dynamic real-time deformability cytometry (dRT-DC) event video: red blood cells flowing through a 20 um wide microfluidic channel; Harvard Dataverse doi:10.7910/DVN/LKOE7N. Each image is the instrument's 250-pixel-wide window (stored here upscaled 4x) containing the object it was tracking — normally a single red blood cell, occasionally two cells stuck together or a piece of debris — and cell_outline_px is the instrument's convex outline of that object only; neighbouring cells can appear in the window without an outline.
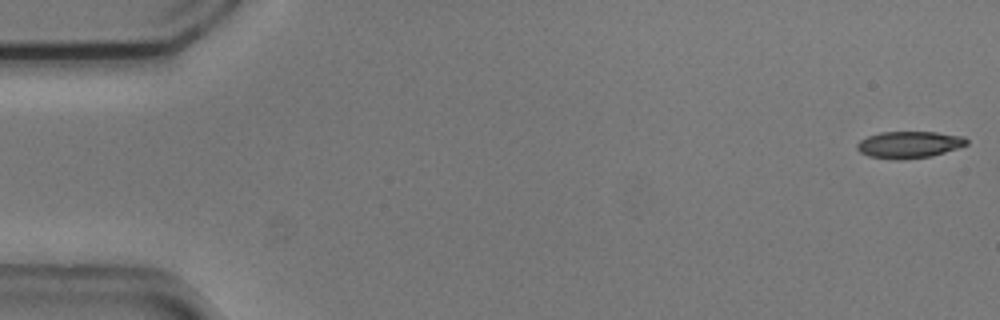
{"species": "common noctule bat (a hibernating species)", "species_latin": "Nyctalus noctula", "temperature_condition": "cold", "stored_images_in_passage": 54, "camera_frame_rate_fps": 3000, "um_per_image_px": 0.085, "animal": {"sex": "male", "body_mass_g": 20.5, "forearm_length_mm": 52.5}, "frame": {"image": 1, "passage_image": 1, "time_ms": 0.0, "image_size_px": [1000, 320], "cell_outline_px": [[968, 144], [960, 148], [932, 156], [900, 160], [896, 160], [868, 156], [860, 152], [856, 148], [856, 144], [860, 140], [868, 136], [880, 132], [936, 132], [964, 136], [968, 140]], "centroid_in_image_um": [77.29, 12.3], "position_along_channel_um": 7.7, "area_um2": 17.34}}
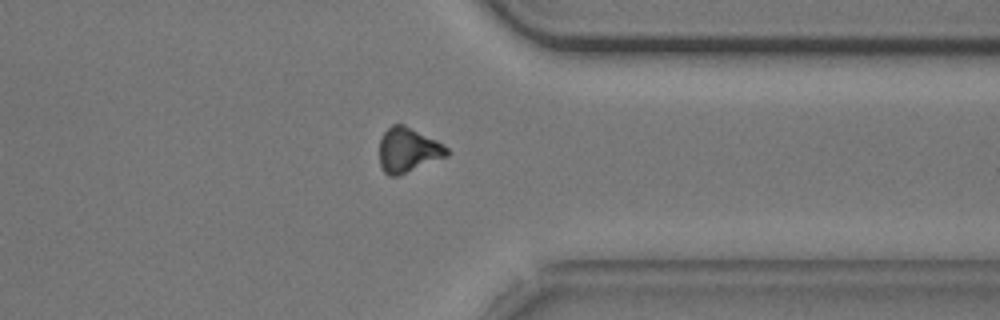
{"frame": {"image": 2, "passage_image": 42, "time_ms": 13.667, "image_size_px": [1000, 320], "cell_outline_px": [[452, 152], [448, 156], [396, 176], [388, 176], [384, 172], [380, 164], [380, 140], [384, 132], [392, 124], [404, 124], [436, 140], [448, 148]], "centroid_in_image_um": [34.69, 12.75], "position_along_channel_um": 376.7, "area_um2": 17.46}}
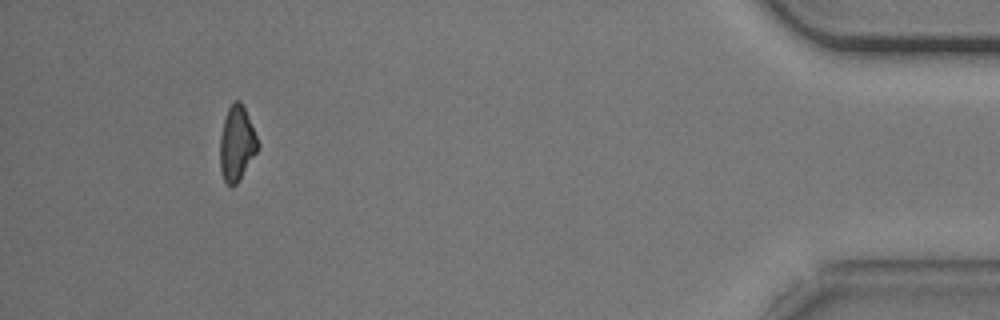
{"frame": {"image": 3, "passage_image": 50, "time_ms": 16.333, "image_size_px": [1000, 320], "cell_outline_px": [[260, 144], [256, 152], [236, 184], [232, 188], [224, 180], [220, 168], [220, 136], [224, 120], [228, 108], [232, 100], [240, 100], [244, 108]], "centroid_in_image_um": [20.11, 12.18], "position_along_channel_um": 415.1, "area_um2": 16.24}, "authors_computed_cell_mechanics": {"area_um2": 17.8024, "velocity_mm_per_s": 3.7284, "shape_relaxation_time_tau1_ms": 2.6572, "shape_relaxation_time_tau2_ms": null, "deformation_change_tau1": 0.1018, "deformation_change_tau2": null}}